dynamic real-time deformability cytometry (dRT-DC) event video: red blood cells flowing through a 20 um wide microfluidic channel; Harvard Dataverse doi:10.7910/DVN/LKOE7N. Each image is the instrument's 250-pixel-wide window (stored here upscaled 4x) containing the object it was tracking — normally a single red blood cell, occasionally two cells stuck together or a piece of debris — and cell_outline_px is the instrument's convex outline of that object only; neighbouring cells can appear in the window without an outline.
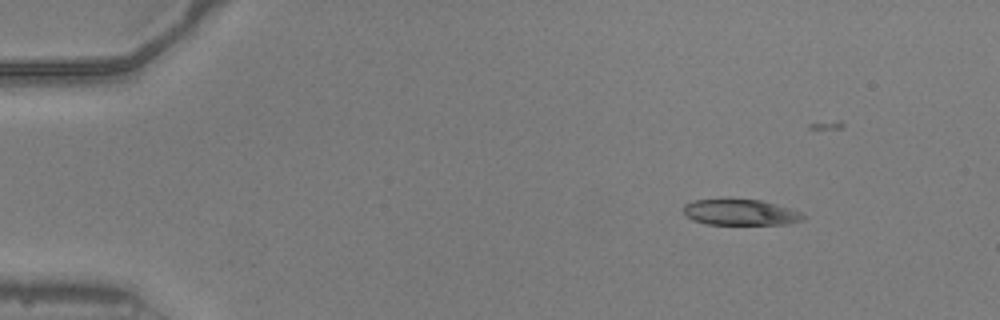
{"species": "common noctule bat (a hibernating species)", "species_latin": "Nyctalus noctula", "temperature_condition": "warm", "stored_images_in_passage": 33, "camera_frame_rate_fps": 3000, "um_per_image_px": 0.085, "animal": {"sex": "male", "body_mass_g": 20.5, "forearm_length_mm": 52.5}, "frame": {"image": 1, "passage_image": 1, "time_ms": 0.0, "image_size_px": [1000, 320], "cell_outline_px": [[808, 216], [804, 220], [788, 224], [708, 224], [692, 220], [684, 216], [684, 204], [692, 200], [760, 200], [776, 204], [800, 212]], "centroid_in_image_um": [62.95, 18.06], "position_along_channel_um": 22.1, "area_um2": 17.98}}
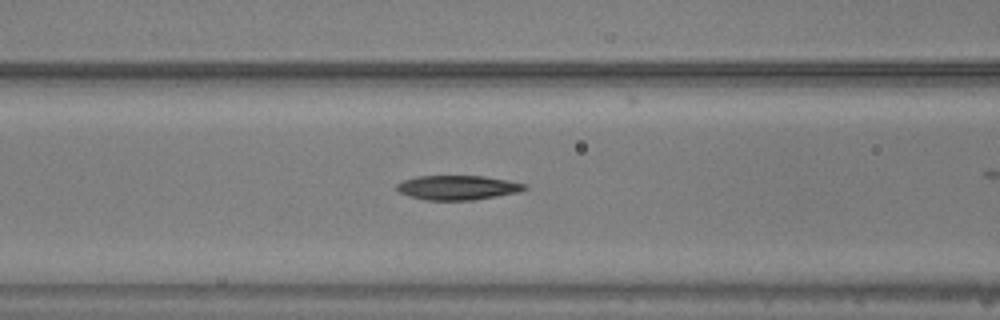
{"frame": {"image": 2, "passage_image": 16, "time_ms": 5.0, "image_size_px": [1000, 320], "cell_outline_px": [[528, 188], [520, 192], [472, 200], [424, 200], [408, 196], [400, 192], [396, 188], [396, 184], [404, 180], [416, 176], [484, 176], [528, 184]], "centroid_in_image_um": [38.9, 15.94], "position_along_channel_um": 127.7, "area_um2": 18.26}}
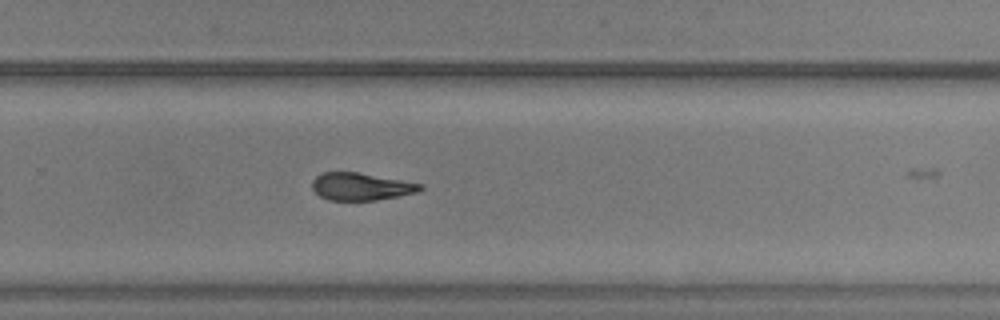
{"frame": {"image": 3, "passage_image": 29, "time_ms": 9.333, "image_size_px": [1000, 320], "cell_outline_px": [[424, 188], [416, 192], [376, 200], [328, 200], [320, 196], [312, 188], [312, 180], [316, 176], [324, 172], [356, 172], [424, 184]], "centroid_in_image_um": [30.66, 15.85], "position_along_channel_um": 299.1, "area_um2": 17.11}}